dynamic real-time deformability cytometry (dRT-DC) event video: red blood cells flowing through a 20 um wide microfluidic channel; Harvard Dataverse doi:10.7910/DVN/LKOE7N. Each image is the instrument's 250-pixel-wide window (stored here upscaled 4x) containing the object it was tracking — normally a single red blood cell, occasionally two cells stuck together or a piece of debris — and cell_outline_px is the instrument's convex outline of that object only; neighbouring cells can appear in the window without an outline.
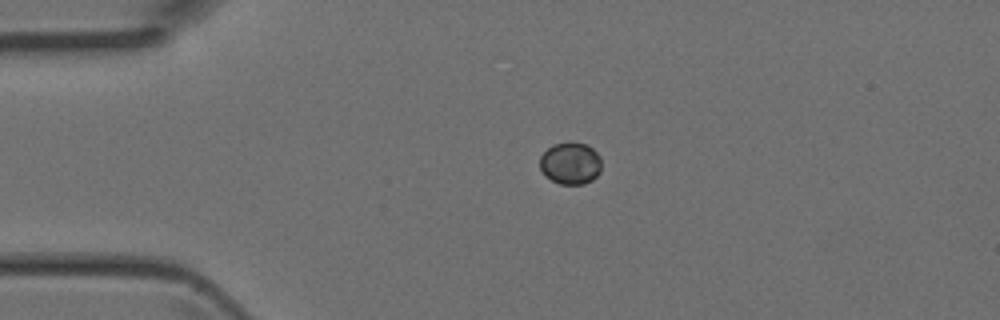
{"species": "Egyptian fruit bat (a non-hibernating species)", "species_latin": "Rousettus aegyptiacus", "temperature_condition": "room temperature", "stored_images_in_passage": 3, "segment_of_instrument_passage": [1, 2], "camera_frame_rate_fps": 3000, "um_per_image_px": 0.085, "animal": {"sex": "female"}, "frame": {"image": 1, "passage_image": 1, "time_ms": 0.0, "image_size_px": [1000, 320], "cell_outline_px": [[600, 172], [592, 180], [584, 184], [560, 184], [544, 176], [540, 168], [540, 156], [552, 144], [568, 140], [588, 144], [600, 156]], "centroid_in_image_um": [48.47, 13.85], "position_along_channel_um": 36.5, "area_um2": 15.43}}